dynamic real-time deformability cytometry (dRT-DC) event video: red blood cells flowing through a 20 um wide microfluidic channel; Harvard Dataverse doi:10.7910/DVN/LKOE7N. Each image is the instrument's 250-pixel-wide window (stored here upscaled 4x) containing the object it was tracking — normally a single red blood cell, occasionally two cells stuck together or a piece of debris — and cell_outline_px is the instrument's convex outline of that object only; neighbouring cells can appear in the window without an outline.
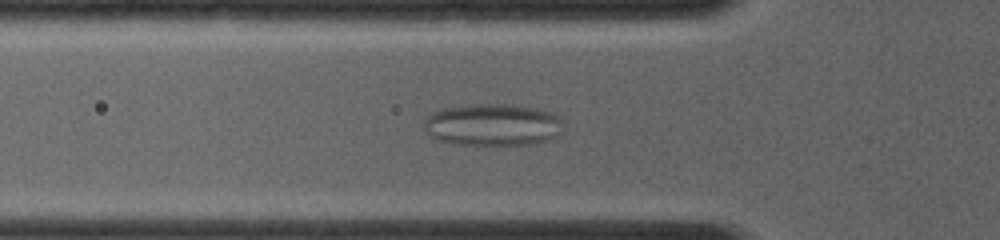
{"species": "common noctule bat (a hibernating species)", "species_latin": "Nyctalus noctula", "temperature_condition": "room temperature", "stored_images_in_passage": 66, "camera_frame_rate_fps": 4000, "um_per_image_px": 0.085, "animal": {"sex": "female", "body_mass_g": 19.0, "forearm_length_mm": 56.7}, "frame": {"image": 1, "passage_image": 18, "time_ms": 4.25, "image_size_px": [1000, 240], "cell_outline_px": [[564, 124], [548, 140], [528, 144], [460, 144], [432, 140], [424, 128], [424, 120], [432, 112], [448, 108], [468, 104], [512, 104], [536, 108], [560, 116], [564, 120]], "centroid_in_image_um": [41.83, 10.59], "position_along_channel_um": 84.0, "area_um2": 33.99}}
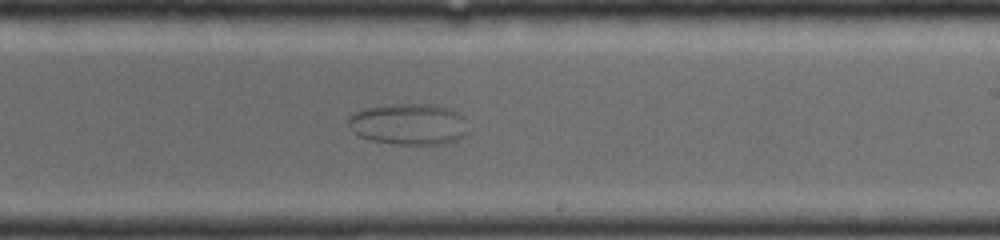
{"frame": {"image": 2, "passage_image": 46, "time_ms": 8.25, "image_size_px": [1000, 240], "cell_outline_px": [[468, 132], [460, 140], [448, 144], [392, 144], [372, 140], [360, 136], [352, 132], [348, 124], [348, 116], [352, 112], [364, 108], [392, 104], [432, 104], [448, 108], [460, 112], [464, 116]], "centroid_in_image_um": [34.76, 10.55], "position_along_channel_um": 254.2, "area_um2": 29.36}}
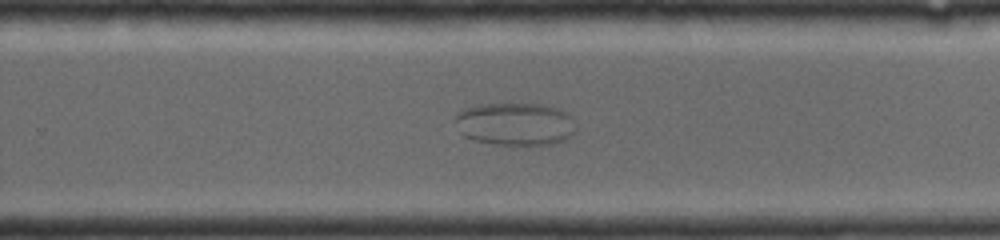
{"frame": {"image": 3, "passage_image": 50, "time_ms": 9.0, "image_size_px": [1000, 240], "cell_outline_px": [[576, 132], [572, 136], [564, 140], [552, 144], [496, 144], [472, 140], [464, 136], [460, 132], [456, 120], [456, 112], [464, 108], [480, 104], [540, 104], [560, 108], [572, 120], [576, 128]], "centroid_in_image_um": [43.79, 10.53], "position_along_channel_um": 286.0, "area_um2": 30.06}}